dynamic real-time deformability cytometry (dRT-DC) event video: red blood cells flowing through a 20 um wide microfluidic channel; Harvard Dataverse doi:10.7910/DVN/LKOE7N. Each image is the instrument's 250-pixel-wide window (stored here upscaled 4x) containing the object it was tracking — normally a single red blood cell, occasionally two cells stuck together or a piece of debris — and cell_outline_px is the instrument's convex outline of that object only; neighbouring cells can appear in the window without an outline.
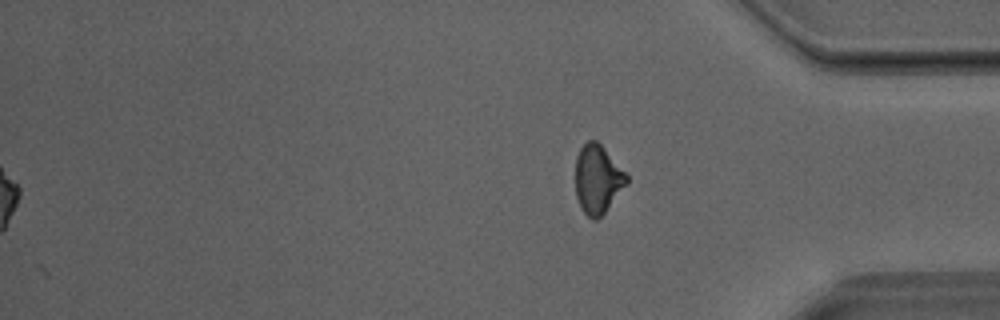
{"species": "Egyptian fruit bat (a non-hibernating species)", "species_latin": "Rousettus aegyptiacus", "temperature_condition": "room temperature", "stored_images_in_passage": 39, "camera_frame_rate_fps": 3000, "um_per_image_px": 0.085, "animal": {"sex": "male"}, "frame": {"image": 1, "passage_image": 39, "time_ms": 12.667, "image_size_px": [1000, 320], "cell_outline_px": [[628, 184], [604, 212], [596, 220], [592, 220], [580, 208], [576, 196], [576, 156], [580, 148], [588, 140], [596, 140], [604, 148], [628, 176]], "centroid_in_image_um": [50.79, 15.24], "position_along_channel_um": 384.4, "area_um2": 20.35}}